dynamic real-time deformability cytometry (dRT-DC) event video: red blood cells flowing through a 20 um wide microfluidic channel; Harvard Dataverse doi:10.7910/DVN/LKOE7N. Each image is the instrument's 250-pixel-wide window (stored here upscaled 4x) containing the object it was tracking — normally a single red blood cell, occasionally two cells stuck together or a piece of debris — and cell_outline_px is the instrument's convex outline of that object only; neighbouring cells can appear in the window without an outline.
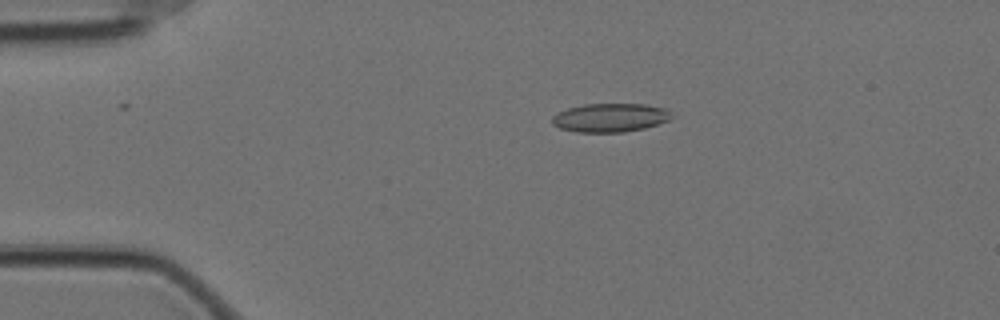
{"species": "Egyptian fruit bat (a non-hibernating species)", "species_latin": "Rousettus aegyptiacus", "temperature_condition": "cold", "stored_images_in_passage": 58, "camera_frame_rate_fps": 3000, "um_per_image_px": 0.085, "animal": {"sex": "female"}, "frame": {"image": 1, "passage_image": 12, "time_ms": 3.667, "image_size_px": [1000, 320], "cell_outline_px": [[672, 116], [668, 120], [644, 128], [624, 132], [576, 132], [560, 128], [552, 124], [552, 116], [556, 112], [568, 108], [584, 104], [648, 104], [664, 108]], "centroid_in_image_um": [51.81, 10.0], "position_along_channel_um": 33.2, "area_um2": 19.88}}
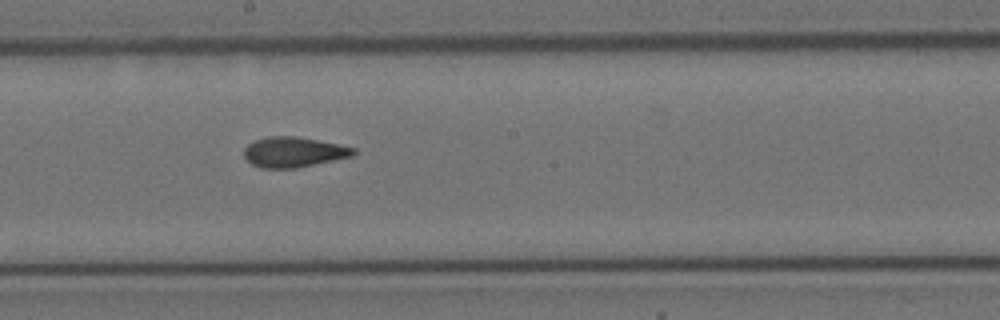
{"frame": {"image": 2, "passage_image": 32, "time_ms": 10.333, "image_size_px": [1000, 320], "cell_outline_px": [[356, 152], [352, 156], [296, 168], [260, 168], [252, 164], [244, 156], [244, 148], [248, 144], [256, 140], [268, 136], [296, 136], [356, 148]], "centroid_in_image_um": [24.93, 12.93], "position_along_channel_um": 223.3, "area_um2": 19.07}}
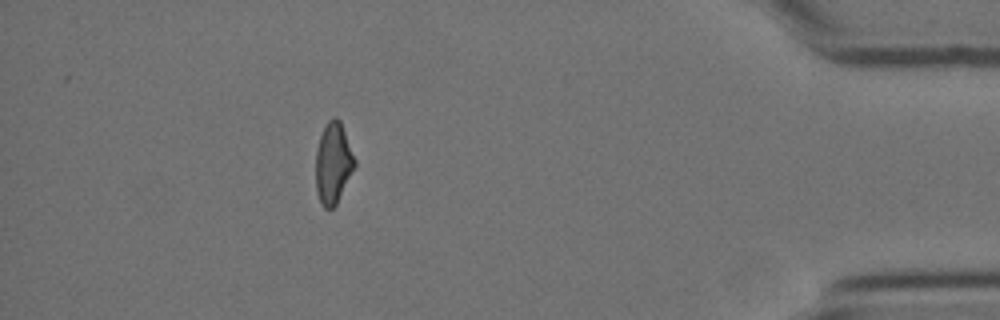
{"frame": {"image": 3, "passage_image": 52, "time_ms": 17.0, "image_size_px": [1000, 320], "cell_outline_px": [[356, 164], [336, 204], [332, 208], [324, 208], [320, 204], [316, 192], [316, 152], [320, 136], [328, 120], [336, 116], [340, 120], [356, 160]], "centroid_in_image_um": [28.31, 13.87], "position_along_channel_um": 406.9, "area_um2": 18.26}, "authors_computed_cell_mechanics": {"area_um2": 19.2474, "velocity_mm_per_s": 3.5009, "shape_relaxation_time_tau1_ms": 7.8794, "shape_relaxation_time_tau2_ms": 1.9254, "deformation_change_tau1": 0.1814, "deformation_change_tau2": 0.0944}}